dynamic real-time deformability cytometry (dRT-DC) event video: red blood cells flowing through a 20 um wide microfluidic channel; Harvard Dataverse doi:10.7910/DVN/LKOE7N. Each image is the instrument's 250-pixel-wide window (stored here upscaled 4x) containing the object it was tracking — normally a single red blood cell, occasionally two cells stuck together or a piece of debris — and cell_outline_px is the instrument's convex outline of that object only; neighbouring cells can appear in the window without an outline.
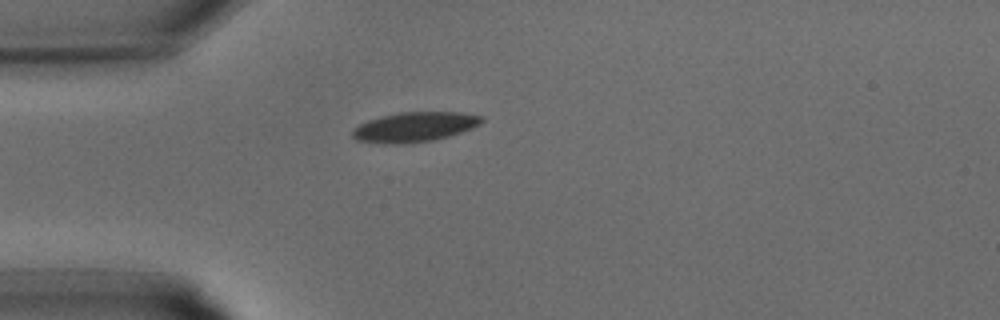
{"species": "common noctule bat (a hibernating species)", "species_latin": "Nyctalus noctula", "temperature_condition": "warm", "stored_images_in_passage": 25, "camera_frame_rate_fps": 3000, "um_per_image_px": 0.085, "animal": {"sex": "male", "body_mass_g": 15.6}, "frame": {"image": 1, "passage_image": 1, "time_ms": 0.0, "image_size_px": [1000, 320], "cell_outline_px": [[484, 120], [480, 124], [472, 128], [448, 136], [432, 140], [400, 144], [384, 144], [356, 140], [352, 136], [352, 128], [368, 120], [400, 112], [464, 112], [484, 116]], "centroid_in_image_um": [35.24, 10.79], "position_along_channel_um": 49.8, "area_um2": 22.43}}
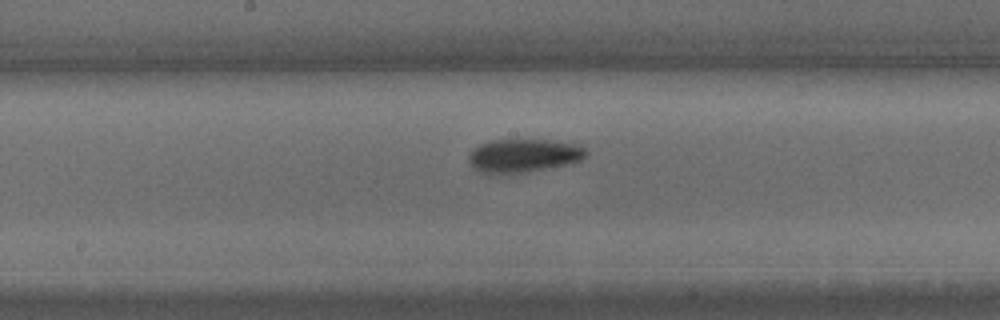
{"frame": {"image": 2, "passage_image": 9, "time_ms": 2.667, "image_size_px": [1000, 320], "cell_outline_px": [[588, 152], [580, 160], [548, 168], [520, 172], [484, 172], [472, 168], [468, 160], [468, 156], [472, 148], [480, 144], [492, 140], [544, 140], [572, 144], [584, 148]], "centroid_in_image_um": [44.43, 13.21], "position_along_channel_um": 203.8, "area_um2": 22.08}}
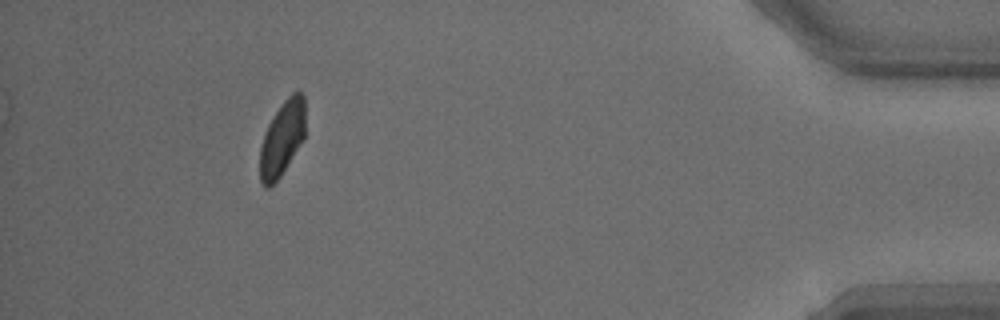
{"frame": {"image": 3, "passage_image": 22, "time_ms": 7.0, "image_size_px": [1000, 320], "cell_outline_px": [[304, 140], [280, 176], [268, 188], [260, 180], [260, 148], [268, 124], [284, 100], [292, 92], [300, 92], [304, 96]], "centroid_in_image_um": [23.99, 11.76], "position_along_channel_um": 411.2, "area_um2": 19.42}}